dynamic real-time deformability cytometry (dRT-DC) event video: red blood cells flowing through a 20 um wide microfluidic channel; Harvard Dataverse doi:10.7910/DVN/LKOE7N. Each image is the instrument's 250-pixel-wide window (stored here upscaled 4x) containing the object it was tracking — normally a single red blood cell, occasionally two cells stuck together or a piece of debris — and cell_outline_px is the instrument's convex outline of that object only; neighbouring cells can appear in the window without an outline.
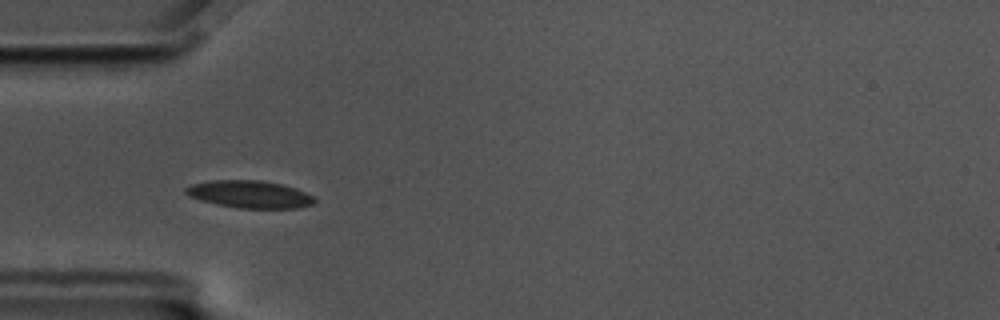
{"species": "common noctule bat (a hibernating species)", "species_latin": "Nyctalus noctula", "temperature_condition": "cold", "stored_images_in_passage": 31, "camera_frame_rate_fps": 3000, "um_per_image_px": 0.085, "animal": {"sex": "male", "body_mass_g": 17.5, "forearm_length_mm": 52.3}, "frame": {"image": 1, "passage_image": 2, "time_ms": 0.333, "image_size_px": [1000, 320], "cell_outline_px": [[316, 200], [312, 204], [296, 208], [236, 208], [216, 204], [200, 200], [188, 196], [184, 192], [184, 188], [192, 184], [212, 180], [260, 180], [280, 184], [316, 196]], "centroid_in_image_um": [21.18, 16.52], "position_along_channel_um": 63.8, "area_um2": 20.52}}
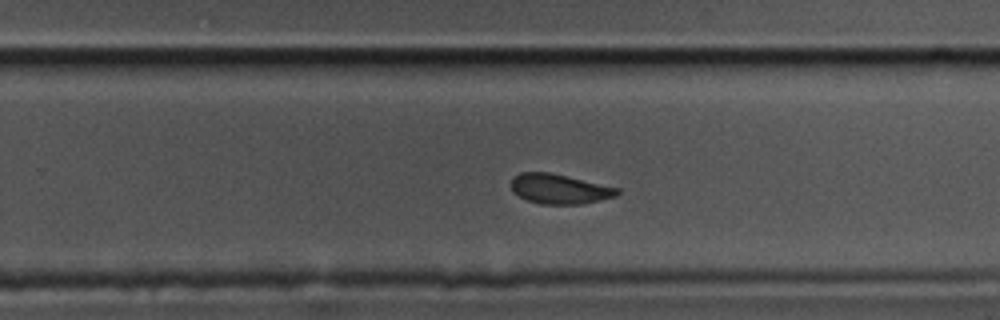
{"frame": {"image": 2, "passage_image": 21, "time_ms": 6.667, "image_size_px": [1000, 320], "cell_outline_px": [[620, 192], [616, 196], [584, 204], [540, 204], [528, 200], [512, 192], [512, 176], [520, 172], [548, 172], [568, 176], [620, 188]], "centroid_in_image_um": [47.56, 16.05], "position_along_channel_um": 282.2, "area_um2": 18.5}}
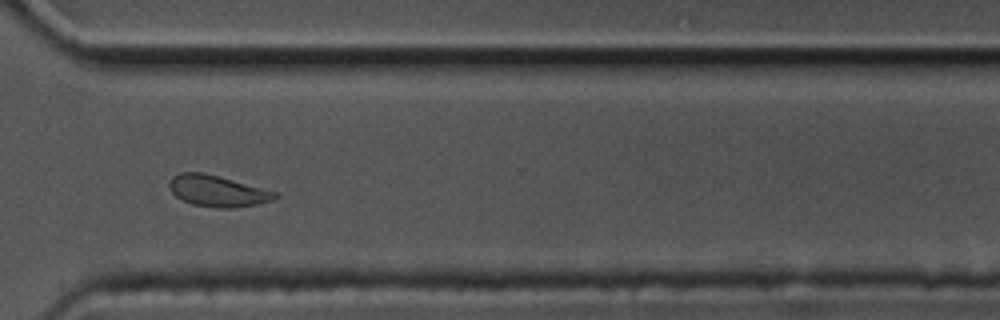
{"frame": {"image": 3, "passage_image": 27, "time_ms": 8.667, "image_size_px": [1000, 320], "cell_outline_px": [[280, 196], [272, 200], [260, 204], [236, 208], [220, 208], [192, 204], [176, 196], [168, 188], [168, 184], [172, 176], [180, 172], [204, 172], [220, 176], [276, 192]], "centroid_in_image_um": [18.48, 16.23], "position_along_channel_um": 352.1, "area_um2": 19.36}, "authors_computed_cell_mechanics": {"area_um2": 19.4208, "velocity_mm_per_s": 3.4759, "shape_relaxation_time_tau1_ms": 4.4646, "shape_relaxation_time_tau2_ms": 2.6674, "deformation_change_tau1": 0.1281, "deformation_change_tau2": 0.0722}}